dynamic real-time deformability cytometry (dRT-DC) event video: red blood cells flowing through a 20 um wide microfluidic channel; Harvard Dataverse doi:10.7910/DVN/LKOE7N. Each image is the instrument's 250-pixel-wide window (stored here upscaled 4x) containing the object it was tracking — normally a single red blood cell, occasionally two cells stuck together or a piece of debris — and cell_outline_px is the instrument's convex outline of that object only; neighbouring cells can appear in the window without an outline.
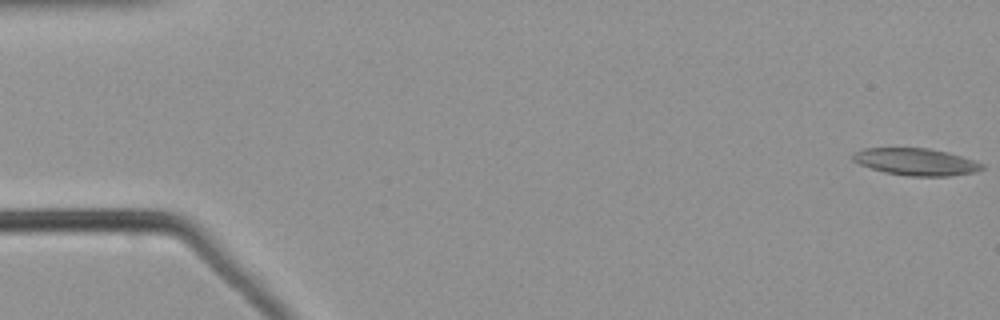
{"species": "common noctule bat (a hibernating species)", "species_latin": "Nyctalus noctula", "temperature_condition": "warm", "stored_images_in_passage": 55, "camera_frame_rate_fps": 3000, "um_per_image_px": 0.085, "animal": {"sex": "male", "body_mass_g": 21.5, "forearm_length_mm": 52.0}, "frame": {"image": 1, "passage_image": 1, "time_ms": 0.0, "image_size_px": [1000, 320], "cell_outline_px": [[984, 168], [976, 172], [948, 176], [908, 176], [884, 172], [860, 164], [852, 160], [852, 156], [856, 152], [864, 148], [928, 148], [948, 152], [984, 164]], "centroid_in_image_um": [77.87, 13.76], "position_along_channel_um": 7.1, "area_um2": 20.23}}
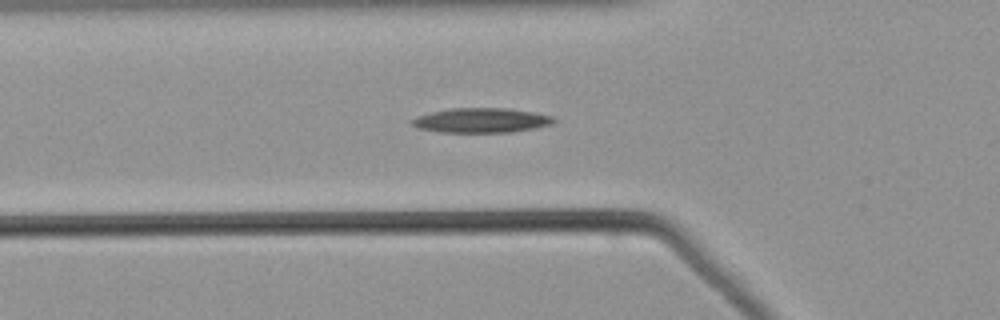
{"frame": {"image": 2, "passage_image": 20, "time_ms": 6.333, "image_size_px": [1000, 320], "cell_outline_px": [[556, 120], [552, 124], [536, 128], [512, 132], [440, 132], [416, 128], [412, 124], [412, 120], [420, 116], [432, 112], [448, 108], [508, 108], [532, 112], [552, 116]], "centroid_in_image_um": [40.93, 10.23], "position_along_channel_um": 84.9, "area_um2": 20.29}}
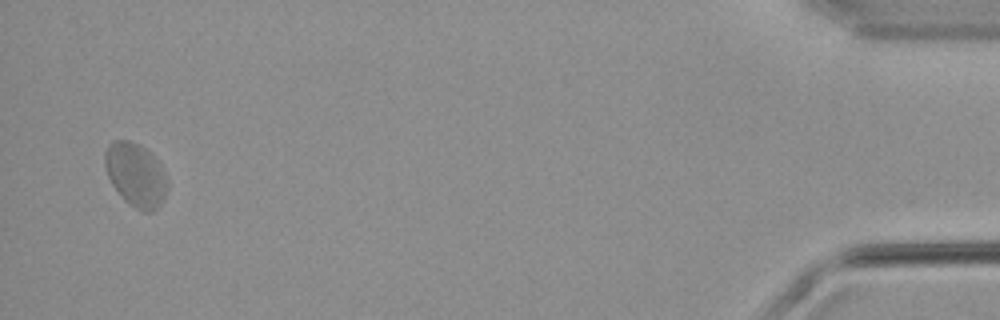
{"frame": {"image": 3, "passage_image": 54, "time_ms": 17.667, "image_size_px": [1000, 320], "cell_outline_px": [[168, 188], [160, 204], [152, 212], [140, 212], [128, 204], [120, 196], [112, 184], [108, 176], [104, 164], [104, 152], [108, 144], [112, 140], [128, 140], [140, 144], [160, 164], [168, 180]], "centroid_in_image_um": [11.52, 14.87], "position_along_channel_um": 423.7, "area_um2": 23.35}}